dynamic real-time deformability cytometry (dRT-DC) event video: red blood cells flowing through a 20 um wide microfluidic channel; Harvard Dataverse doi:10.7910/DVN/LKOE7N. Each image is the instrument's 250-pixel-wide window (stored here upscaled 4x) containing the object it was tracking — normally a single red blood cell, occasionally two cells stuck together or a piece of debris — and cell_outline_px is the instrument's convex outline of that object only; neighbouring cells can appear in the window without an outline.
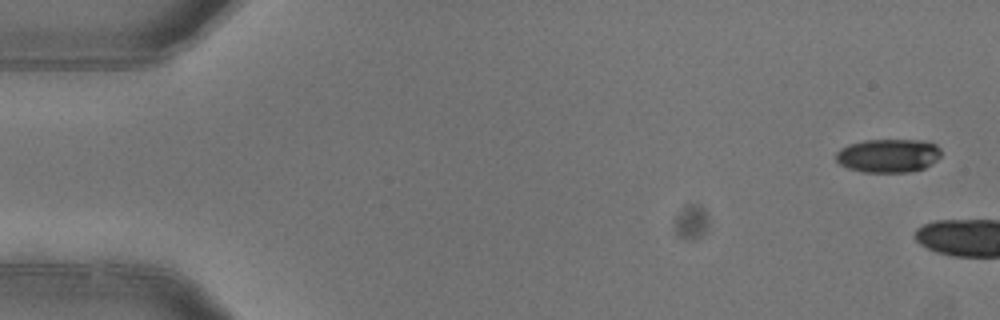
{"species": "common noctule bat (a hibernating species)", "species_latin": "Nyctalus noctula", "temperature_condition": "warm", "stored_images_in_passage": 2, "camera_frame_rate_fps": 3000, "um_per_image_px": 0.085, "animal": {"sex": "female"}, "frame": {"image": 1, "passage_image": 1, "time_ms": 0.0, "image_size_px": [1000, 320], "cell_outline_px": [[940, 156], [932, 164], [924, 168], [908, 172], [860, 172], [848, 168], [840, 164], [836, 160], [836, 152], [840, 148], [848, 144], [864, 140], [928, 140], [936, 144], [940, 148]], "centroid_in_image_um": [75.5, 13.22], "position_along_channel_um": 9.5, "area_um2": 20.81}}